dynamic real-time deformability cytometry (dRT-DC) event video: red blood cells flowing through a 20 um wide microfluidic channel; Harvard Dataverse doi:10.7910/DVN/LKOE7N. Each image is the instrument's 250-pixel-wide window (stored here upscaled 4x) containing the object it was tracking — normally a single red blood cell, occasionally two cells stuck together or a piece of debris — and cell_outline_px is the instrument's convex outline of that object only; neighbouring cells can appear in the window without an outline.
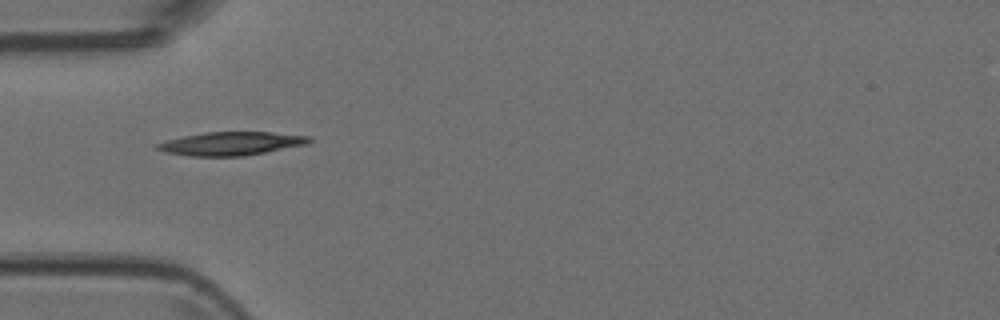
{"species": "Egyptian fruit bat (a non-hibernating species)", "species_latin": "Rousettus aegyptiacus", "temperature_condition": "room temperature", "stored_images_in_passage": 4, "camera_frame_rate_fps": 3000, "um_per_image_px": 0.085, "animal": {"sex": "female"}, "frame": {"image": 1, "passage_image": 1, "time_ms": 0.0, "image_size_px": [1000, 320], "cell_outline_px": [[312, 140], [308, 144], [244, 156], [188, 156], [164, 152], [156, 148], [156, 144], [168, 140], [184, 136], [204, 132], [272, 132], [312, 136]], "centroid_in_image_um": [19.68, 12.2], "position_along_channel_um": 65.3, "area_um2": 20.75}}
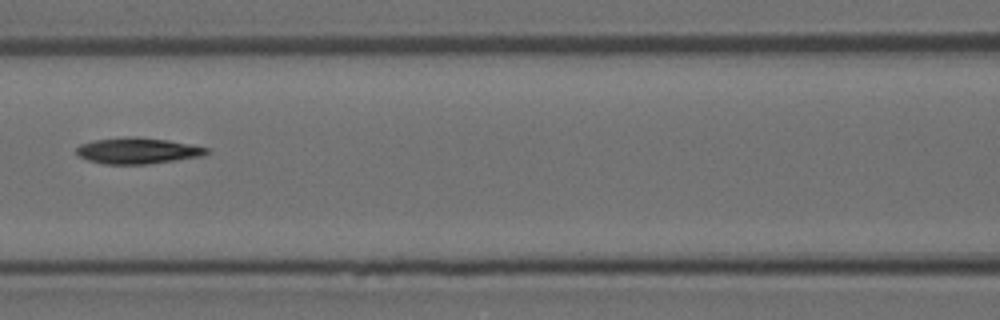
{"frame": {"image": 2, "passage_image": 3, "time_ms": 0.667, "image_size_px": [1000, 320], "cell_outline_px": [[212, 152], [204, 156], [148, 164], [104, 164], [88, 160], [80, 156], [76, 152], [76, 148], [80, 144], [96, 140], [132, 136], [136, 136], [168, 140], [208, 148]], "centroid_in_image_um": [11.74, 12.81], "position_along_channel_um": 154.9, "area_um2": 19.77}}
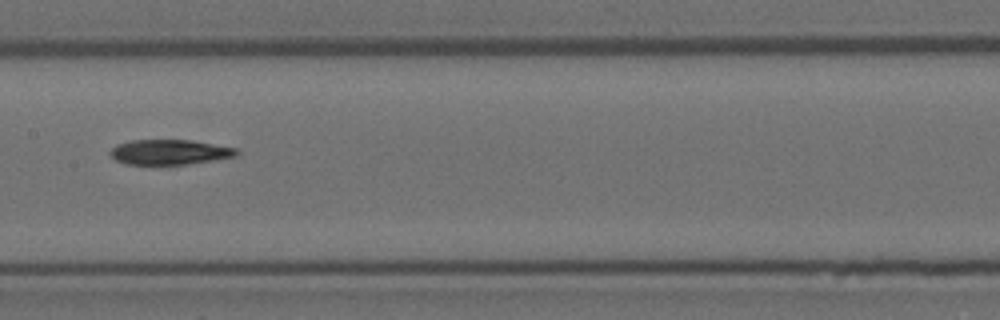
{"frame": {"image": 3, "passage_image": 4, "time_ms": 1.0, "image_size_px": [1000, 320], "cell_outline_px": [[240, 152], [236, 156], [188, 164], [128, 164], [116, 160], [108, 152], [116, 144], [132, 140], [192, 140], [236, 148]], "centroid_in_image_um": [14.41, 12.92], "position_along_channel_um": 193.0, "area_um2": 18.32}}